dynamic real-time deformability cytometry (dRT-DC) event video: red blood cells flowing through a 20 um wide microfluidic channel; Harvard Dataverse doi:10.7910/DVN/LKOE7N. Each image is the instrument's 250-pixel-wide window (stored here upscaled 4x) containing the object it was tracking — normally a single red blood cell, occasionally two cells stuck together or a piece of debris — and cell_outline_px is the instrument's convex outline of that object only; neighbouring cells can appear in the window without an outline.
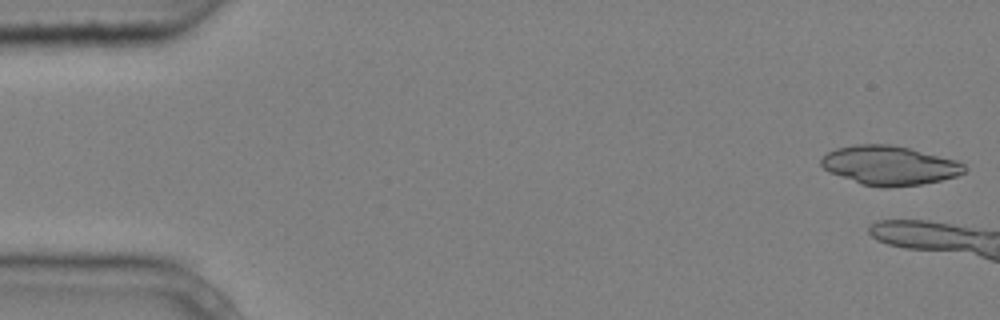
{"species": "common noctule bat (a hibernating species)", "species_latin": "Nyctalus noctula", "temperature_condition": "cold", "stored_images_in_passage": 3, "camera_frame_rate_fps": 3000, "um_per_image_px": 0.085, "animal": {"sex": "male", "body_mass_g": 20.4}, "frame": {"image": 1, "passage_image": 1, "time_ms": 0.0, "image_size_px": [1000, 320], "cell_outline_px": [[968, 168], [964, 172], [956, 176], [940, 180], [920, 184], [888, 188], [880, 188], [860, 184], [828, 172], [820, 164], [820, 160], [828, 152], [836, 148], [856, 144], [888, 144], [908, 148], [956, 160], [964, 164]], "centroid_in_image_um": [75.57, 14.07], "position_along_channel_um": 9.4, "area_um2": 32.71}}